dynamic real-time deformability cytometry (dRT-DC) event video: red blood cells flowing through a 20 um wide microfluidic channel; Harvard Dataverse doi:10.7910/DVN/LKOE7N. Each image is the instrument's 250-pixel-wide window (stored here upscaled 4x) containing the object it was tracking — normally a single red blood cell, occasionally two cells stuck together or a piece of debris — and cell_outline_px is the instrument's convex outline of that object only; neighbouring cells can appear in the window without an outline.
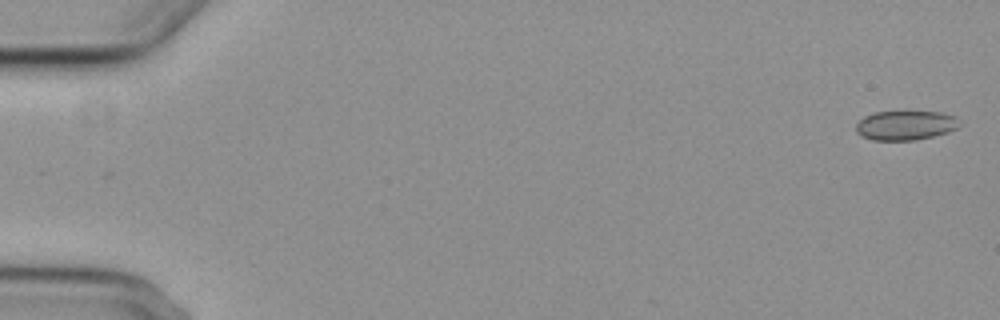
{"species": "common noctule bat (a hibernating species)", "species_latin": "Nyctalus noctula", "temperature_condition": "cold", "stored_images_in_passage": 7, "camera_frame_rate_fps": 3000, "um_per_image_px": 0.085, "animal": {"sex": "female", "body_mass_g": 29.2, "forearm_length_mm": 56.3}, "frame": {"image": 1, "passage_image": 1, "time_ms": 0.0, "image_size_px": [1000, 320], "cell_outline_px": [[960, 124], [956, 128], [948, 132], [916, 140], [872, 140], [860, 136], [856, 132], [856, 124], [864, 116], [876, 112], [944, 112], [956, 116], [960, 120]], "centroid_in_image_um": [76.97, 10.65], "position_along_channel_um": 8.0, "area_um2": 17.8}}
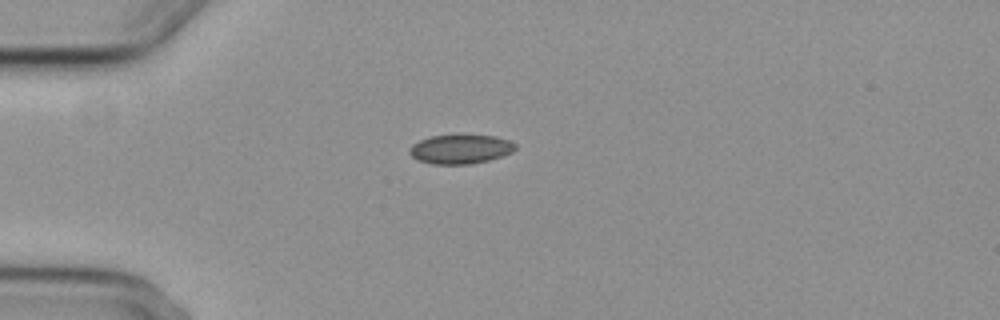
{"frame": {"image": 2, "passage_image": 5, "time_ms": 4.667, "image_size_px": [1000, 320], "cell_outline_px": [[516, 148], [512, 152], [488, 160], [472, 164], [432, 164], [416, 160], [408, 152], [408, 148], [412, 144], [420, 140], [432, 136], [460, 132], [464, 132], [496, 136], [508, 140], [516, 144]], "centroid_in_image_um": [39.11, 12.63], "position_along_channel_um": 45.9, "area_um2": 18.79}}
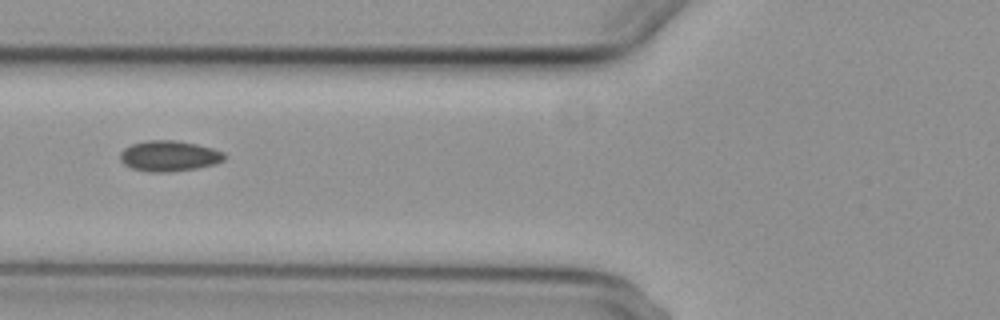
{"frame": {"image": 3, "passage_image": 7, "time_ms": 7.0, "image_size_px": [1000, 320], "cell_outline_px": [[224, 160], [216, 164], [196, 168], [172, 172], [148, 172], [132, 168], [124, 164], [120, 160], [120, 152], [124, 148], [132, 144], [148, 140], [176, 140], [196, 144], [212, 148], [224, 152]], "centroid_in_image_um": [14.36, 13.26], "position_along_channel_um": 111.4, "area_um2": 18.67}}